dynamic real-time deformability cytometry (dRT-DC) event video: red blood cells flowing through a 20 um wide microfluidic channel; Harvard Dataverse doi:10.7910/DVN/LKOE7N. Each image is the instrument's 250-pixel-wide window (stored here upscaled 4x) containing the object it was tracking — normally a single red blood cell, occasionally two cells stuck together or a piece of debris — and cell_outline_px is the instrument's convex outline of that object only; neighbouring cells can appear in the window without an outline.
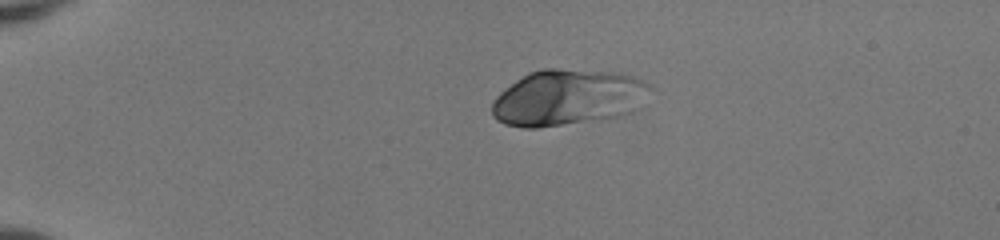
{"species": "human", "species_latin": "Homo sapiens", "temperature_condition": "room temperature", "stored_images_in_passage": 40, "camera_frame_rate_fps": 3000, "um_per_image_px": 0.085, "donor": {"sex": "female"}, "frame": {"image": 1, "passage_image": 1, "time_ms": 0.0, "image_size_px": [1000, 240], "cell_outline_px": [[652, 88], [644, 108], [624, 116], [536, 128], [524, 128], [504, 124], [496, 120], [492, 116], [492, 104], [496, 96], [500, 92], [516, 80], [528, 72], [540, 68], [556, 68], [620, 72], [632, 76], [652, 84]], "centroid_in_image_um": [48.35, 8.29], "position_along_channel_um": 36.7, "area_um2": 52.77}}
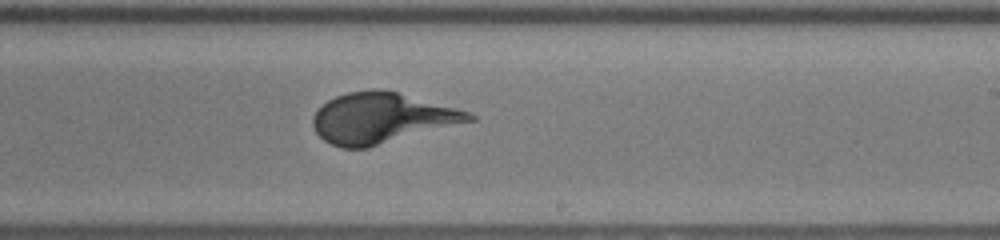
{"frame": {"image": 2, "passage_image": 22, "time_ms": 7.0, "image_size_px": [1000, 240], "cell_outline_px": [[476, 120], [368, 148], [340, 148], [324, 140], [316, 132], [312, 124], [312, 116], [328, 100], [336, 96], [348, 92], [376, 88], [380, 88], [396, 92], [456, 108], [468, 112], [476, 116]], "centroid_in_image_um": [32.43, 10.04], "position_along_channel_um": 256.6, "area_um2": 45.78}}
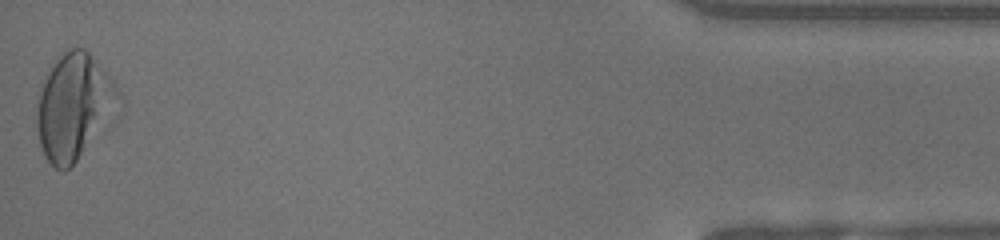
{"frame": {"image": 3, "passage_image": 40, "time_ms": 13.0, "image_size_px": [1000, 240], "cell_outline_px": [[124, 104], [76, 160], [68, 168], [56, 168], [44, 156], [40, 144], [36, 124], [36, 92], [56, 56], [60, 52], [72, 48], [84, 48], [88, 52], [116, 84], [124, 100]], "centroid_in_image_um": [6.28, 9.0], "position_along_channel_um": 428.9, "area_um2": 50.81}}